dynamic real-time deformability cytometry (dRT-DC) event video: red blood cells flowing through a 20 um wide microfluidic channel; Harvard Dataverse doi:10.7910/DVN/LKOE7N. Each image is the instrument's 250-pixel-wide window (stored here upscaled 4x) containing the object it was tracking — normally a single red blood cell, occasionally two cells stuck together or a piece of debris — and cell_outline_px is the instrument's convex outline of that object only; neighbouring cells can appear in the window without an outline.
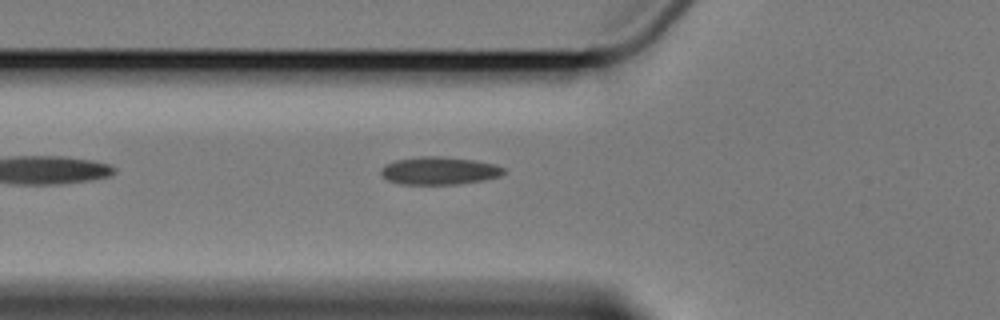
{"species": "Egyptian fruit bat (a non-hibernating species)", "species_latin": "Rousettus aegyptiacus", "temperature_condition": "cold", "stored_images_in_passage": 7, "camera_frame_rate_fps": 3000, "um_per_image_px": 0.085, "animal": {"sex": "female"}, "frame": {"image": 1, "passage_image": 7, "time_ms": 7.0, "image_size_px": [1000, 320], "cell_outline_px": [[504, 172], [500, 176], [484, 180], [456, 184], [400, 184], [388, 180], [380, 176], [380, 168], [384, 164], [396, 160], [420, 156], [440, 156], [476, 160], [496, 164], [504, 168]], "centroid_in_image_um": [37.3, 14.5], "position_along_channel_um": 88.5, "area_um2": 20.06}}